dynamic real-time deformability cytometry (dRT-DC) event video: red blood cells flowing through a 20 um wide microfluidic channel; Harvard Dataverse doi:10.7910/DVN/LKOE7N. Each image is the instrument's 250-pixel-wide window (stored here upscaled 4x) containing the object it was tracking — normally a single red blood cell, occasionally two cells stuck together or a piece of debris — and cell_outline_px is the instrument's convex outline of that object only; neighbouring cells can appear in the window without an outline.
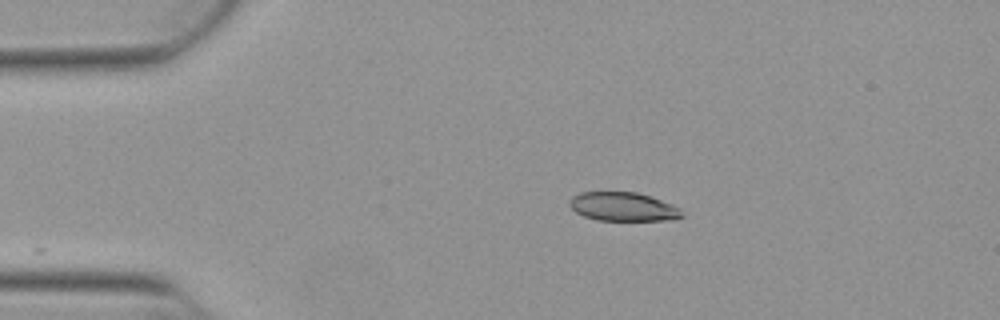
{"species": "Egyptian fruit bat (a non-hibernating species)", "species_latin": "Rousettus aegyptiacus", "temperature_condition": "warm", "stored_images_in_passage": 31, "camera_frame_rate_fps": 3000, "um_per_image_px": 0.085, "animal": {"sex": "female"}, "frame": {"image": 1, "passage_image": 1, "time_ms": 0.0, "image_size_px": [1000, 320], "cell_outline_px": [[684, 216], [672, 220], [596, 220], [584, 216], [576, 212], [568, 204], [568, 200], [572, 196], [580, 192], [636, 192], [652, 196], [672, 204], [680, 208]], "centroid_in_image_um": [52.97, 17.56], "position_along_channel_um": 32.0, "area_um2": 19.02}}
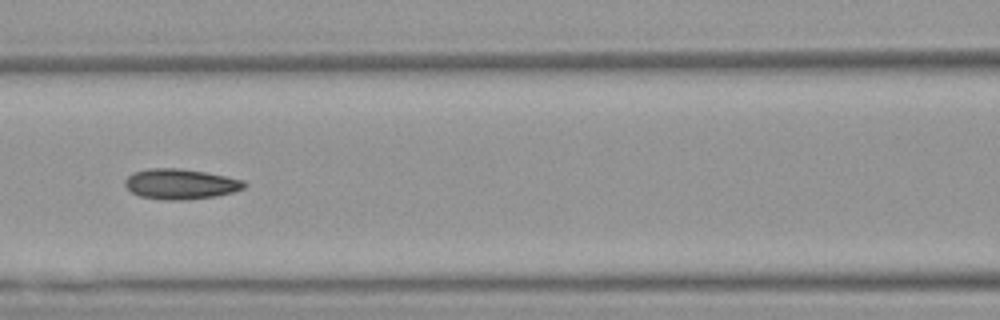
{"frame": {"image": 2, "passage_image": 14, "time_ms": 4.333, "image_size_px": [1000, 320], "cell_outline_px": [[248, 184], [244, 188], [232, 192], [216, 196], [184, 200], [168, 200], [140, 196], [132, 192], [124, 184], [124, 180], [132, 172], [148, 168], [180, 168], [204, 172], [244, 180]], "centroid_in_image_um": [15.33, 15.63], "position_along_channel_um": 151.3, "area_um2": 21.04}}
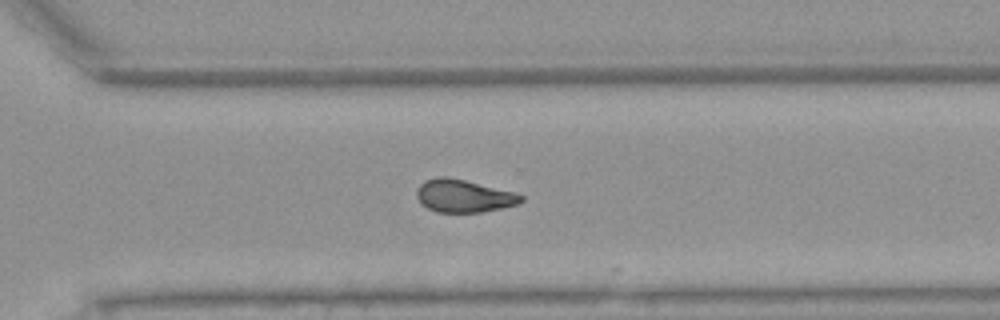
{"frame": {"image": 3, "passage_image": 28, "time_ms": 9.0, "image_size_px": [1000, 320], "cell_outline_px": [[524, 200], [516, 204], [504, 208], [480, 212], [436, 212], [420, 204], [416, 196], [416, 192], [420, 184], [424, 180], [436, 176], [444, 176], [464, 180], [512, 192], [524, 196]], "centroid_in_image_um": [39.36, 16.66], "position_along_channel_um": 331.2, "area_um2": 19.83}}